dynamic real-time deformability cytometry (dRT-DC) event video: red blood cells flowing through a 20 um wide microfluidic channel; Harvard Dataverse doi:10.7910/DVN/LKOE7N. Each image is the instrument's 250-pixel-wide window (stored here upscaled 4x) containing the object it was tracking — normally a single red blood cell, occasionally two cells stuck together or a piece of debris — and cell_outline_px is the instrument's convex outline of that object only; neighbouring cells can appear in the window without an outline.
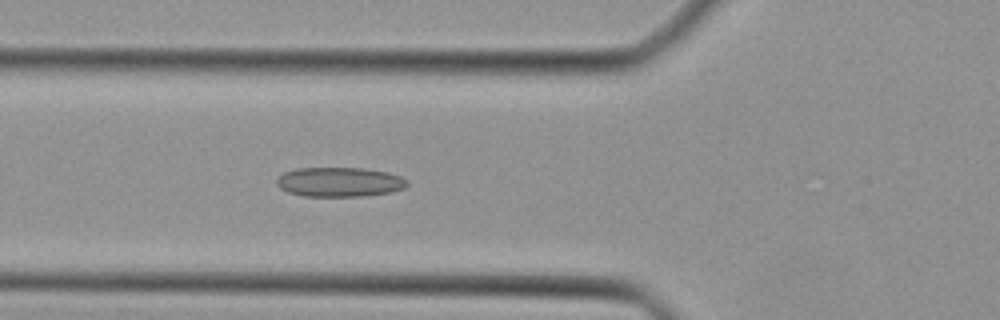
{"species": "Egyptian fruit bat (a non-hibernating species)", "species_latin": "Rousettus aegyptiacus", "temperature_condition": "cold", "stored_images_in_passage": 36, "camera_frame_rate_fps": 3000, "um_per_image_px": 0.085, "animal": {"sex": "female"}, "frame": {"image": 1, "passage_image": 16, "time_ms": 5.0, "image_size_px": [1000, 320], "cell_outline_px": [[408, 184], [404, 188], [392, 192], [360, 196], [304, 196], [288, 192], [280, 188], [276, 184], [276, 180], [284, 172], [296, 168], [364, 168], [388, 172], [400, 176], [408, 180]], "centroid_in_image_um": [28.86, 15.46], "position_along_channel_um": 96.9, "area_um2": 22.48}}
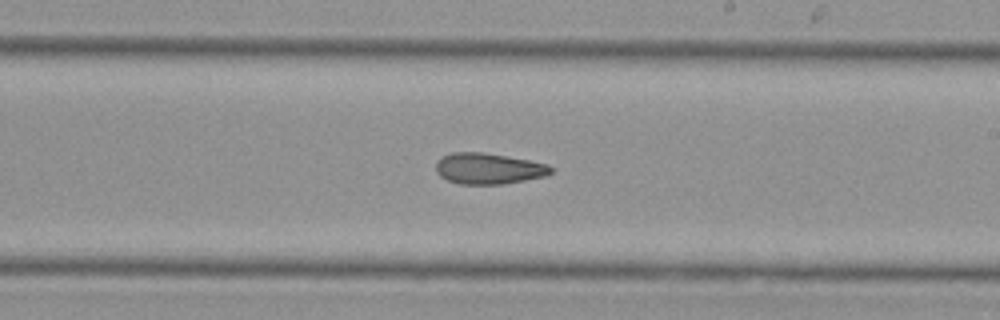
{"frame": {"image": 2, "passage_image": 26, "time_ms": 8.333, "image_size_px": [1000, 320], "cell_outline_px": [[552, 172], [544, 176], [504, 184], [460, 184], [448, 180], [440, 176], [436, 172], [436, 160], [440, 156], [452, 152], [484, 152], [528, 160], [548, 164], [552, 168]], "centroid_in_image_um": [41.47, 14.32], "position_along_channel_um": 247.5, "area_um2": 20.81}}
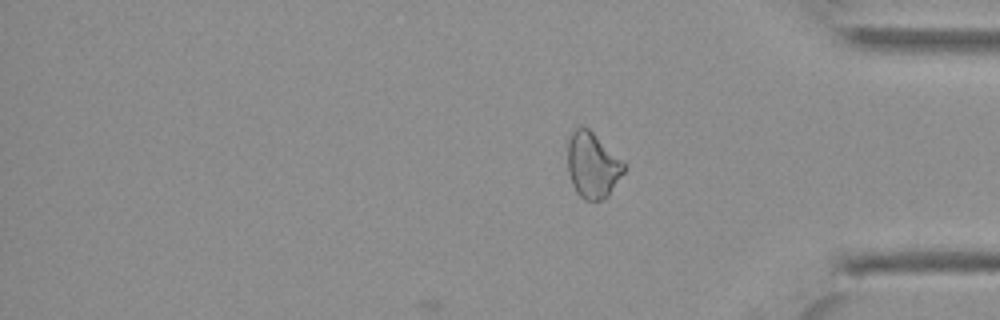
{"frame": {"image": 3, "passage_image": 36, "time_ms": 11.667, "image_size_px": [1000, 320], "cell_outline_px": [[628, 164], [624, 172], [608, 196], [600, 200], [584, 200], [576, 192], [572, 184], [568, 172], [568, 140], [572, 132], [576, 128], [588, 128]], "centroid_in_image_um": [50.39, 14.05], "position_along_channel_um": 384.8, "area_um2": 21.62}}